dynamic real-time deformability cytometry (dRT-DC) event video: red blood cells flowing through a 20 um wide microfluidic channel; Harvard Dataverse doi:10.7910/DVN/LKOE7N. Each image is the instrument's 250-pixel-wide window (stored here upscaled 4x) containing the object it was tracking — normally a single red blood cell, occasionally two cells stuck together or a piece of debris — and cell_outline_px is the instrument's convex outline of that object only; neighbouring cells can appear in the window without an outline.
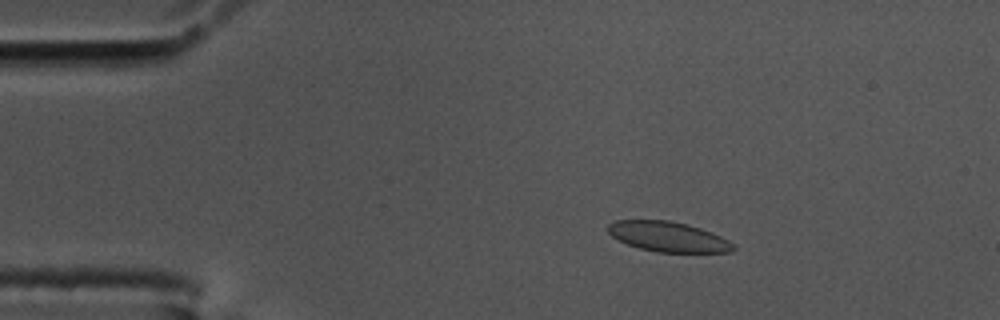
{"species": "common noctule bat (a hibernating species)", "species_latin": "Nyctalus noctula", "temperature_condition": "cold", "stored_images_in_passage": 56, "camera_frame_rate_fps": 3000, "um_per_image_px": 0.085, "animal": {"sex": "male", "body_mass_g": 17.5, "forearm_length_mm": 52.3}, "frame": {"image": 1, "passage_image": 10, "time_ms": 3.0, "image_size_px": [1000, 320], "cell_outline_px": [[736, 248], [732, 252], [656, 252], [640, 248], [628, 244], [612, 236], [608, 232], [608, 224], [616, 220], [668, 220], [688, 224], [712, 232], [736, 244]], "centroid_in_image_um": [56.83, 20.12], "position_along_channel_um": 28.2, "area_um2": 21.96}}
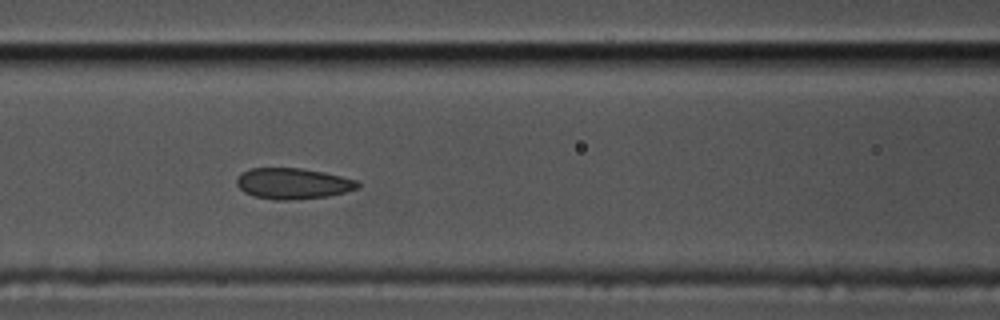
{"frame": {"image": 2, "passage_image": 24, "time_ms": 7.667, "image_size_px": [1000, 320], "cell_outline_px": [[360, 188], [328, 196], [292, 200], [276, 200], [256, 196], [244, 192], [236, 184], [236, 180], [244, 172], [252, 168], [300, 168], [324, 172], [360, 180]], "centroid_in_image_um": [24.96, 15.6], "position_along_channel_um": 141.6, "area_um2": 21.79}}
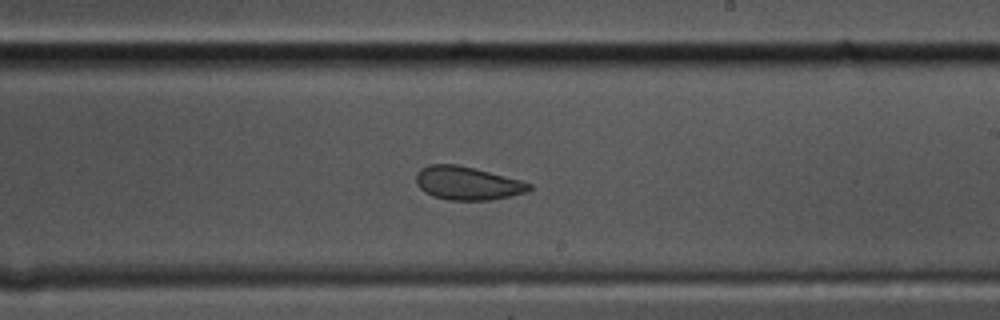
{"frame": {"image": 3, "passage_image": 33, "time_ms": 10.667, "image_size_px": [1000, 320], "cell_outline_px": [[532, 188], [524, 192], [492, 200], [448, 200], [432, 196], [424, 192], [416, 184], [416, 172], [420, 168], [428, 164], [456, 164], [520, 180], [532, 184]], "centroid_in_image_um": [39.66, 15.57], "position_along_channel_um": 249.3, "area_um2": 21.85}}